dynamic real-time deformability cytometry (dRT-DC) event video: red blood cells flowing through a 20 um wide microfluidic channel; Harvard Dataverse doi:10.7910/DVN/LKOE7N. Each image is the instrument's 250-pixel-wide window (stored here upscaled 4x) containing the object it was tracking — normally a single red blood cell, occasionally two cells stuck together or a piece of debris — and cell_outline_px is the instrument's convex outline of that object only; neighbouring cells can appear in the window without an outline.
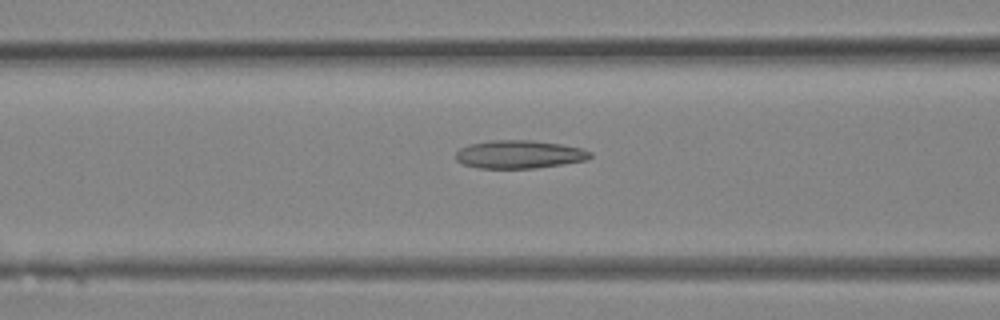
{"species": "Egyptian fruit bat (a non-hibernating species)", "species_latin": "Rousettus aegyptiacus", "temperature_condition": "room temperature", "stored_images_in_passage": 32, "camera_frame_rate_fps": 3000, "um_per_image_px": 0.085, "animal": {"sex": "female"}, "frame": {"image": 1, "passage_image": 13, "time_ms": 4.0, "image_size_px": [1000, 320], "cell_outline_px": [[592, 156], [588, 160], [564, 164], [536, 168], [476, 168], [464, 164], [456, 160], [456, 152], [460, 148], [468, 144], [488, 140], [532, 140], [560, 144], [580, 148], [592, 152]], "centroid_in_image_um": [44.13, 13.12], "position_along_channel_um": 122.5, "area_um2": 22.2}}
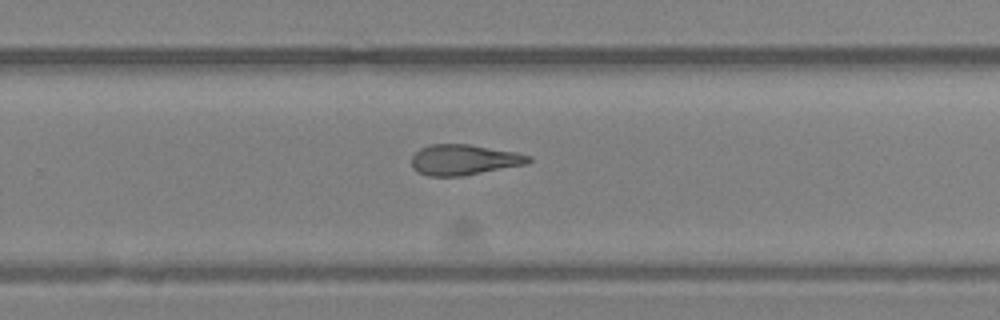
{"frame": {"image": 2, "passage_image": 21, "time_ms": 6.667, "image_size_px": [1000, 320], "cell_outline_px": [[532, 160], [528, 164], [460, 176], [428, 176], [416, 172], [412, 168], [412, 156], [420, 148], [432, 144], [468, 144], [516, 152], [532, 156]], "centroid_in_image_um": [39.44, 13.58], "position_along_channel_um": 290.4, "area_um2": 20.87}}
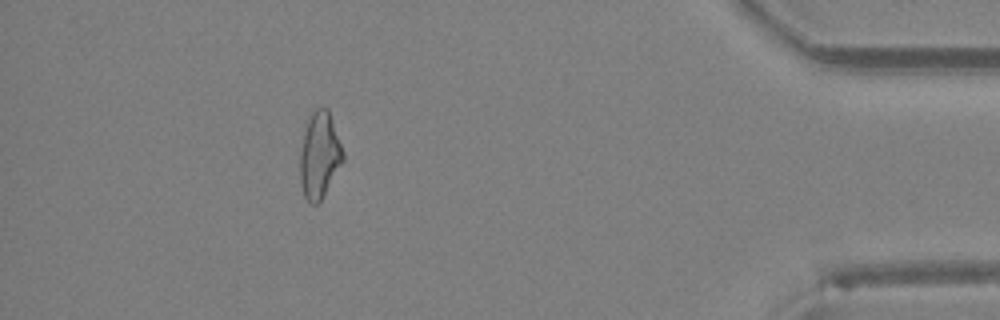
{"frame": {"image": 3, "passage_image": 29, "time_ms": 9.333, "image_size_px": [1000, 320], "cell_outline_px": [[344, 160], [320, 200], [316, 204], [312, 204], [304, 196], [300, 184], [300, 152], [304, 132], [308, 120], [312, 112], [316, 108], [328, 108], [344, 152]], "centroid_in_image_um": [27.15, 13.18], "position_along_channel_um": 408.0, "area_um2": 21.33}}